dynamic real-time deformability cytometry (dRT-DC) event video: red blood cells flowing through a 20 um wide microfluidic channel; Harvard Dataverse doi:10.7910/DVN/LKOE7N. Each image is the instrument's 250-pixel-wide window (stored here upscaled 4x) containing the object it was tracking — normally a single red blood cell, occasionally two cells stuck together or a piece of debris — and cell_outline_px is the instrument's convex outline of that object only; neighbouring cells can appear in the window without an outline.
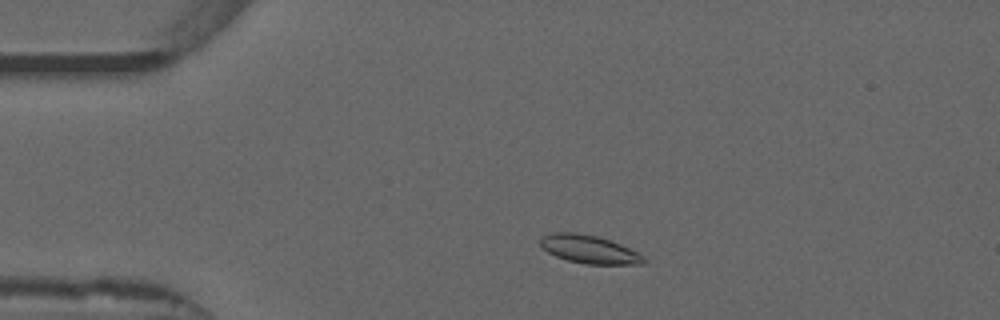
{"species": "common noctule bat (a hibernating species)", "species_latin": "Nyctalus noctula", "temperature_condition": "warm", "stored_images_in_passage": 49, "camera_frame_rate_fps": 3000, "um_per_image_px": 0.085, "animal": {"sex": "male", "forearm_length_mm": 52.5}, "frame": {"image": 1, "passage_image": 7, "time_ms": 2.0, "image_size_px": [1000, 320], "cell_outline_px": [[648, 260], [644, 264], [584, 264], [568, 260], [556, 256], [540, 248], [540, 236], [552, 232], [576, 232], [596, 236], [620, 244], [644, 256]], "centroid_in_image_um": [50.04, 21.19], "position_along_channel_um": 35.0, "area_um2": 17.05}}
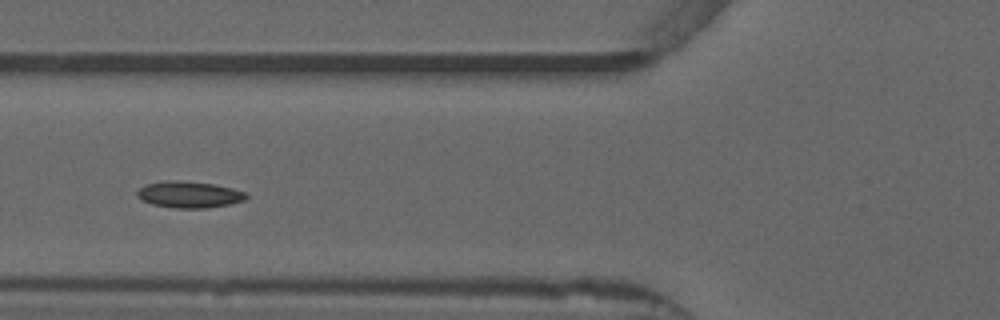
{"frame": {"image": 2, "passage_image": 16, "time_ms": 5.0, "image_size_px": [1000, 320], "cell_outline_px": [[248, 196], [244, 200], [228, 204], [208, 208], [172, 208], [152, 204], [140, 200], [136, 196], [136, 192], [144, 184], [168, 180], [180, 180], [216, 184], [248, 192]], "centroid_in_image_um": [16.06, 16.53], "position_along_channel_um": 109.7, "area_um2": 17.11}}
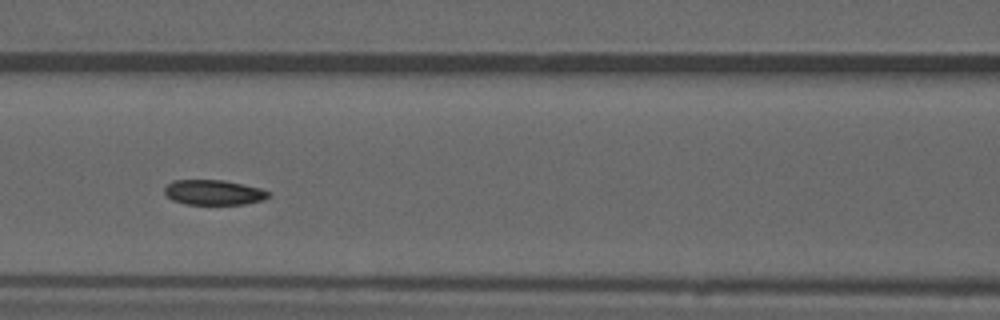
{"frame": {"image": 3, "passage_image": 19, "time_ms": 6.0, "image_size_px": [1000, 320], "cell_outline_px": [[272, 192], [264, 200], [244, 204], [184, 204], [172, 200], [164, 192], [164, 188], [172, 180], [224, 180], [244, 184], [260, 188]], "centroid_in_image_um": [18.17, 16.35], "position_along_channel_um": 148.4, "area_um2": 15.26}, "authors_computed_cell_mechanics": {"area_um2": 16.1262, "velocity_mm_per_s": 3.8467, "shape_relaxation_time_tau1_ms": 7.5042, "shape_relaxation_time_tau2_ms": null, "deformation_change_tau1": 0.1408, "deformation_change_tau2": null}}